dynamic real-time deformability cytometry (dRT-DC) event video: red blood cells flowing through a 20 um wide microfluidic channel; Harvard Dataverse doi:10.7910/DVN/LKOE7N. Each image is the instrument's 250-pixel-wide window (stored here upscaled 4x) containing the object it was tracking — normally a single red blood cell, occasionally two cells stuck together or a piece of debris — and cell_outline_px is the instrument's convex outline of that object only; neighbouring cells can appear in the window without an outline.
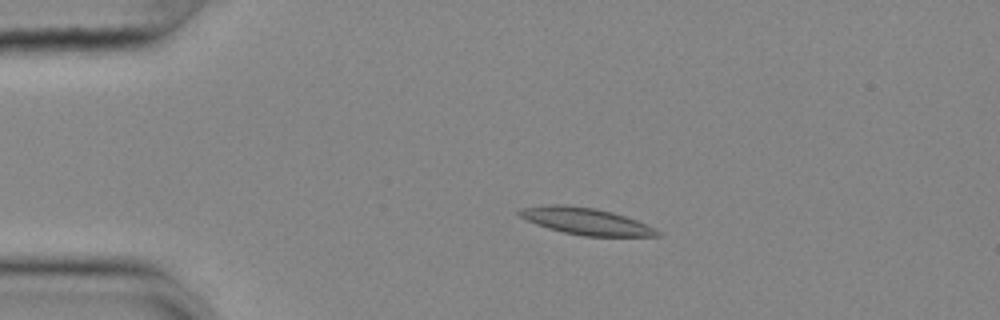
{"species": "common noctule bat (a hibernating species)", "species_latin": "Nyctalus noctula", "temperature_condition": "cold", "stored_images_in_passage": 55, "camera_frame_rate_fps": 3000, "um_per_image_px": 0.085, "animal": {"sex": "female", "body_mass_g": 25.1}, "frame": {"image": 1, "passage_image": 11, "time_ms": 3.333, "image_size_px": [1000, 320], "cell_outline_px": [[664, 232], [660, 236], [584, 236], [564, 232], [548, 228], [536, 224], [520, 216], [516, 212], [520, 208], [548, 204], [564, 204], [596, 208], [612, 212], [636, 220], [656, 228]], "centroid_in_image_um": [49.82, 18.8], "position_along_channel_um": 35.2, "area_um2": 21.62}}
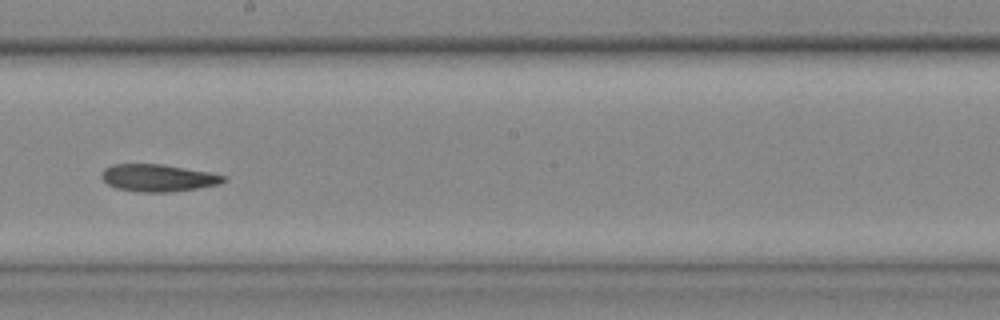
{"frame": {"image": 2, "passage_image": 31, "time_ms": 10.0, "image_size_px": [1000, 320], "cell_outline_px": [[228, 180], [220, 184], [196, 188], [168, 192], [140, 192], [116, 188], [108, 184], [100, 176], [100, 172], [104, 168], [112, 164], [160, 164], [208, 172], [224, 176]], "centroid_in_image_um": [13.39, 15.12], "position_along_channel_um": 234.8, "area_um2": 19.25}}
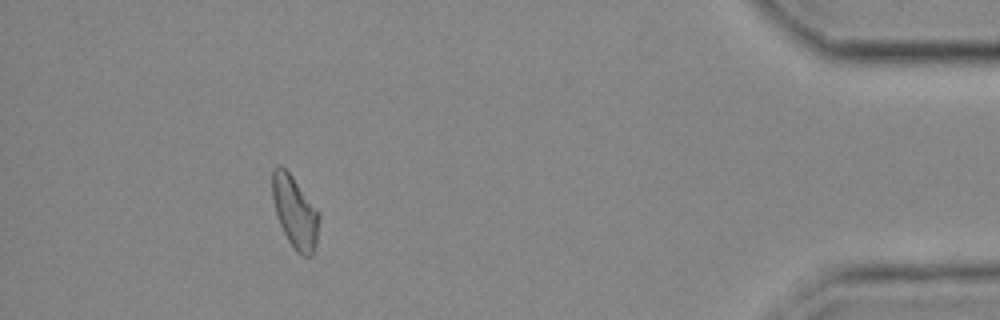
{"frame": {"image": 3, "passage_image": 50, "time_ms": 16.333, "image_size_px": [1000, 320], "cell_outline_px": [[320, 220], [316, 244], [312, 256], [300, 256], [296, 252], [288, 240], [280, 224], [276, 212], [272, 196], [272, 168], [280, 164], [292, 176], [320, 212]], "centroid_in_image_um": [25.09, 18.03], "position_along_channel_um": 410.1, "area_um2": 19.71}}